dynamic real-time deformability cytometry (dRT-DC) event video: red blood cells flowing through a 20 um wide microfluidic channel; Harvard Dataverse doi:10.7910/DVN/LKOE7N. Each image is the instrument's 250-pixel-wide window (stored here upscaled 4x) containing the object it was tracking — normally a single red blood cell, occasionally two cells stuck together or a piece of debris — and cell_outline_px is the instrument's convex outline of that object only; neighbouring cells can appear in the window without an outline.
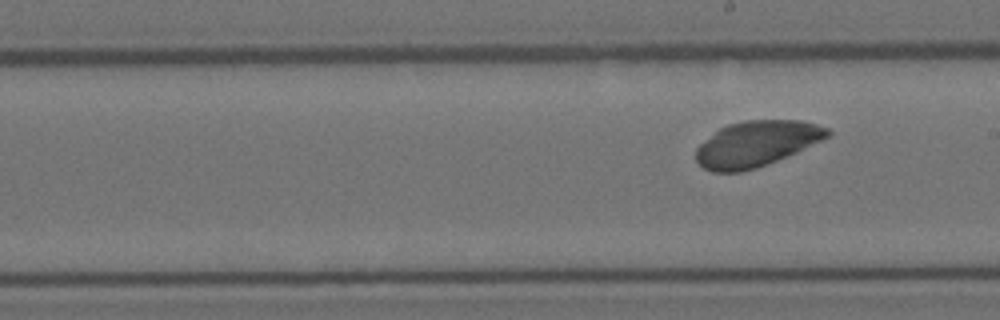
{"species": "Egyptian fruit bat (a non-hibernating species)", "species_latin": "Rousettus aegyptiacus", "temperature_condition": "room temperature", "stored_images_in_passage": 10, "camera_frame_rate_fps": 3000, "um_per_image_px": 0.085, "animal": {"sex": "female"}, "frame": {"image": 1, "passage_image": 10, "time_ms": 3.0, "image_size_px": [1000, 320], "cell_outline_px": [[832, 132], [828, 136], [796, 152], [756, 168], [740, 172], [712, 172], [704, 168], [696, 160], [696, 148], [700, 144], [720, 128], [728, 124], [744, 120], [800, 120], [816, 124], [828, 128]], "centroid_in_image_um": [64.27, 12.21], "position_along_channel_um": 224.7, "area_um2": 34.56}}